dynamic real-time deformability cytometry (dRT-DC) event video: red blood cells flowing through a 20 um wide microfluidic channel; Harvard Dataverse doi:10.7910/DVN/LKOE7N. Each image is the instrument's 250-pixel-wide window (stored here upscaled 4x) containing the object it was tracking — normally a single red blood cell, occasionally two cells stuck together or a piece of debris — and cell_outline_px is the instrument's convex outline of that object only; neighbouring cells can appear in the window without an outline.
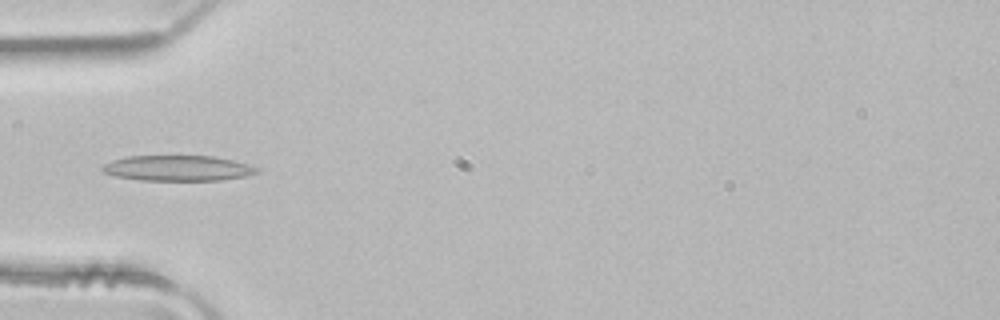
{"species": "common noctule bat (a hibernating species)", "species_latin": "Nyctalus noctula", "temperature_condition": "room temperature", "stored_images_in_passage": 3, "camera_frame_rate_fps": 3000, "um_per_image_px": 0.085, "animal": {"sex": "male", "body_mass_g": 21.5, "forearm_length_mm": 52.0}, "frame": {"image": 1, "passage_image": 3, "time_ms": 0.667, "image_size_px": [1000, 320], "cell_outline_px": [[260, 172], [244, 176], [224, 180], [140, 180], [112, 176], [104, 172], [100, 168], [104, 164], [112, 160], [128, 156], [216, 156], [248, 164], [260, 168]], "centroid_in_image_um": [15.11, 14.29], "position_along_channel_um": 69.9, "area_um2": 23.06}}